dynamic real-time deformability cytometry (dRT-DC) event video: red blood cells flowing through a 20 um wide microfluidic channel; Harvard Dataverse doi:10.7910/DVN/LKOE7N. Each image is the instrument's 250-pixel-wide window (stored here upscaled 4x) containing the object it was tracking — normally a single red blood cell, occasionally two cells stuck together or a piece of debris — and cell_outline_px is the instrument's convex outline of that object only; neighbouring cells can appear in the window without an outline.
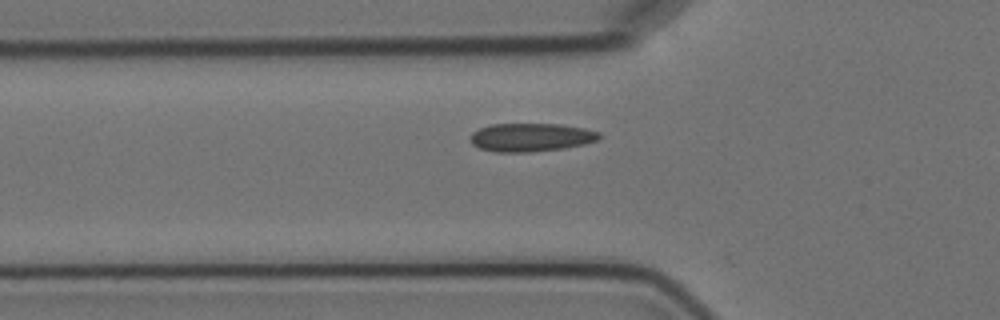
{"species": "Egyptian fruit bat (a non-hibernating species)", "species_latin": "Rousettus aegyptiacus", "temperature_condition": "cold", "stored_images_in_passage": 3, "camera_frame_rate_fps": 3000, "um_per_image_px": 0.085, "animal": {"sex": "female"}, "frame": {"image": 1, "passage_image": 3, "time_ms": 2.333, "image_size_px": [1000, 320], "cell_outline_px": [[600, 140], [584, 144], [560, 148], [532, 152], [496, 152], [480, 148], [472, 144], [472, 132], [480, 128], [492, 124], [560, 124], [584, 128], [600, 132]], "centroid_in_image_um": [45.15, 11.67], "position_along_channel_um": 80.6, "area_um2": 21.15}}